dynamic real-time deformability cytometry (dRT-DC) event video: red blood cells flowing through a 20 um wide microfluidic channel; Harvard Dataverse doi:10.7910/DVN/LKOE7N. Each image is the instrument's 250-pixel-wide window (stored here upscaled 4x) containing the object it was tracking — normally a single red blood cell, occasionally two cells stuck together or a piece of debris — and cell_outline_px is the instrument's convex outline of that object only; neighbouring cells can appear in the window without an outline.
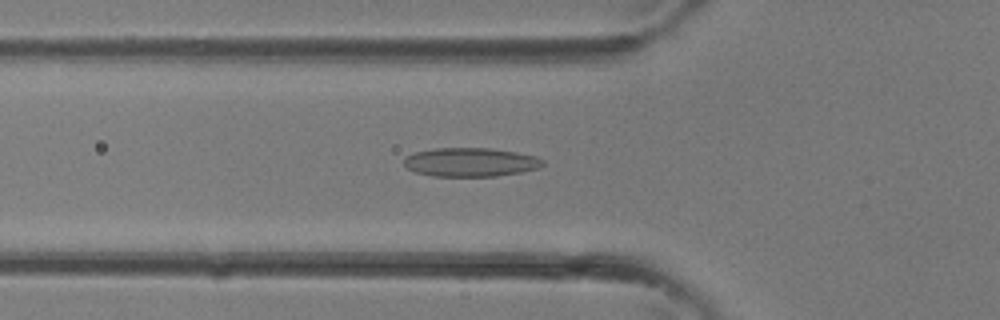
{"species": "common noctule bat (a hibernating species)", "species_latin": "Nyctalus noctula", "temperature_condition": "room temperature", "stored_images_in_passage": 35, "camera_frame_rate_fps": 3000, "um_per_image_px": 0.085, "animal": {"sex": "female"}, "frame": {"image": 1, "passage_image": 12, "time_ms": 3.667, "image_size_px": [1000, 320], "cell_outline_px": [[544, 164], [540, 168], [520, 172], [496, 176], [432, 176], [416, 172], [408, 168], [404, 164], [404, 160], [408, 156], [416, 152], [436, 148], [492, 148], [516, 152], [536, 156], [544, 160]], "centroid_in_image_um": [40.04, 13.78], "position_along_channel_um": 85.8, "area_um2": 23.24}}
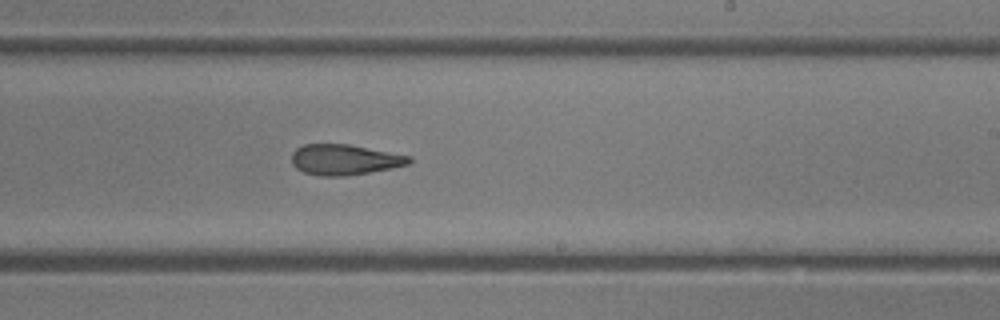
{"frame": {"image": 2, "passage_image": 21, "time_ms": 6.667, "image_size_px": [1000, 320], "cell_outline_px": [[412, 160], [408, 164], [392, 168], [348, 176], [320, 176], [304, 172], [296, 168], [292, 164], [292, 152], [296, 148], [304, 144], [348, 144], [412, 156]], "centroid_in_image_um": [29.28, 13.57], "position_along_channel_um": 259.7, "area_um2": 20.98}}
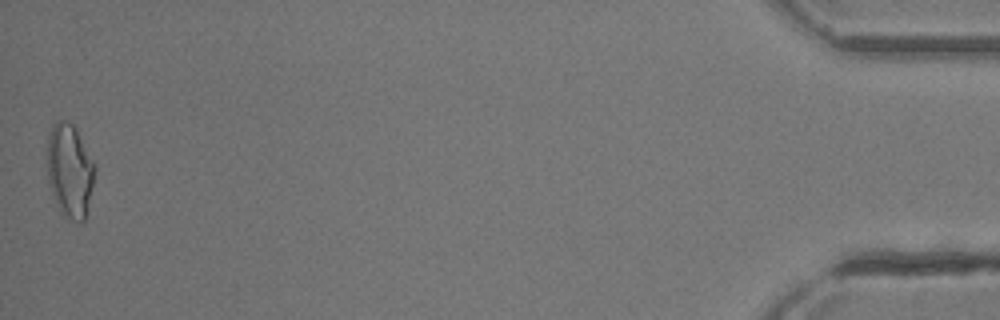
{"frame": {"image": 3, "passage_image": 35, "time_ms": 11.333, "image_size_px": [1000, 320], "cell_outline_px": [[96, 168], [84, 220], [80, 224], [72, 220], [60, 212], [48, 184], [48, 132], [52, 124], [56, 120], [64, 120], [72, 124], [76, 128]], "centroid_in_image_um": [5.91, 14.48], "position_along_channel_um": 429.3, "area_um2": 25.72}}